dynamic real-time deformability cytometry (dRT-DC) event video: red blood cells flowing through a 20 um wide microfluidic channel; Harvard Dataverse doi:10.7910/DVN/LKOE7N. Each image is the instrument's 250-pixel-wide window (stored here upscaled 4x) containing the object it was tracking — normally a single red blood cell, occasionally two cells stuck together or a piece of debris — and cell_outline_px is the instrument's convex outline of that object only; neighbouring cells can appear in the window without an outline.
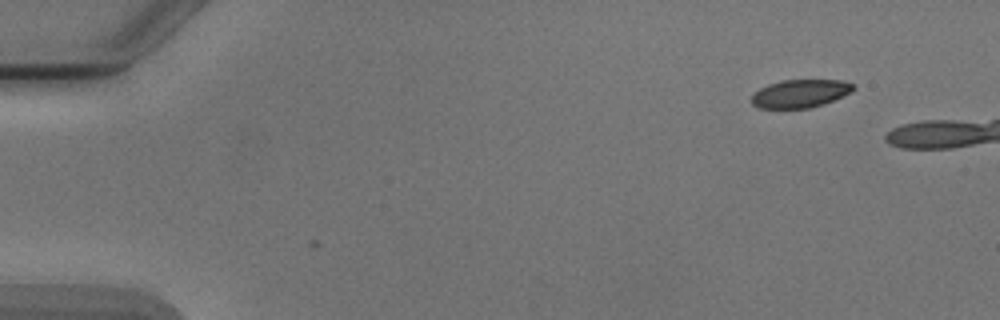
{"species": "Egyptian fruit bat (a non-hibernating species)", "species_latin": "Rousettus aegyptiacus", "temperature_condition": "cold", "stored_images_in_passage": 5, "camera_frame_rate_fps": 3000, "um_per_image_px": 0.085, "animal": {"sex": "male"}, "frame": {"image": 1, "passage_image": 1, "time_ms": 0.0, "image_size_px": [1000, 320], "cell_outline_px": [[856, 88], [852, 92], [824, 104], [808, 108], [760, 108], [752, 104], [752, 96], [760, 88], [768, 84], [784, 80], [844, 80], [856, 84]], "centroid_in_image_um": [68.08, 7.94], "position_along_channel_um": 16.9, "area_um2": 16.7}}